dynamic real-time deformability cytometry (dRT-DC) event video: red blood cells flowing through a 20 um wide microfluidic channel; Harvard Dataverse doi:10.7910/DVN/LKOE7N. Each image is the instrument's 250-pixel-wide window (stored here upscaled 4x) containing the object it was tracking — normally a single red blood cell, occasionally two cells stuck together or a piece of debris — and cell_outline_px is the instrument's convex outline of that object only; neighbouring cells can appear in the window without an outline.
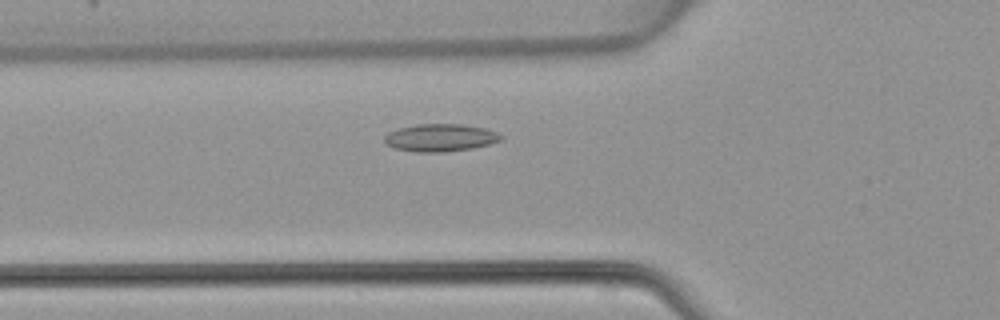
{"species": "common noctule bat (a hibernating species)", "species_latin": "Nyctalus noctula", "temperature_condition": "warm", "stored_images_in_passage": 43, "camera_frame_rate_fps": 3000, "um_per_image_px": 0.085, "animal": {"sex": "female", "body_mass_g": 22.7, "forearm_length_mm": 54.2}, "frame": {"image": 1, "passage_image": 12, "time_ms": 3.667, "image_size_px": [1000, 320], "cell_outline_px": [[504, 136], [500, 140], [488, 144], [472, 148], [444, 152], [412, 152], [392, 148], [384, 144], [384, 136], [388, 132], [400, 128], [416, 124], [460, 124], [484, 128], [496, 132]], "centroid_in_image_um": [37.36, 11.71], "position_along_channel_um": 88.4, "area_um2": 18.79}}
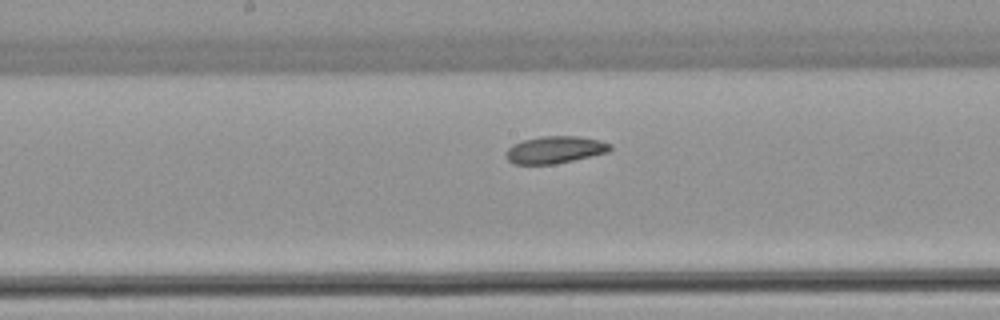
{"frame": {"image": 2, "passage_image": 20, "time_ms": 6.333, "image_size_px": [1000, 320], "cell_outline_px": [[612, 148], [608, 152], [556, 164], [512, 164], [508, 160], [508, 148], [512, 144], [520, 140], [540, 136], [580, 136], [600, 140], [612, 144]], "centroid_in_image_um": [47.19, 12.72], "position_along_channel_um": 201.0, "area_um2": 16.59}}
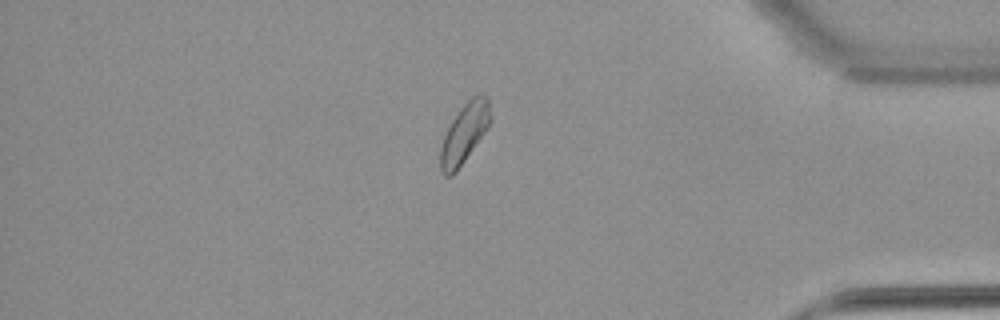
{"frame": {"image": 3, "passage_image": 36, "time_ms": 11.667, "image_size_px": [1000, 320], "cell_outline_px": [[492, 120], [488, 128], [456, 172], [452, 176], [444, 176], [440, 168], [440, 148], [444, 136], [452, 120], [460, 108], [472, 96], [480, 92], [488, 96], [492, 116]], "centroid_in_image_um": [39.5, 11.3], "position_along_channel_um": 395.7, "area_um2": 17.57}}